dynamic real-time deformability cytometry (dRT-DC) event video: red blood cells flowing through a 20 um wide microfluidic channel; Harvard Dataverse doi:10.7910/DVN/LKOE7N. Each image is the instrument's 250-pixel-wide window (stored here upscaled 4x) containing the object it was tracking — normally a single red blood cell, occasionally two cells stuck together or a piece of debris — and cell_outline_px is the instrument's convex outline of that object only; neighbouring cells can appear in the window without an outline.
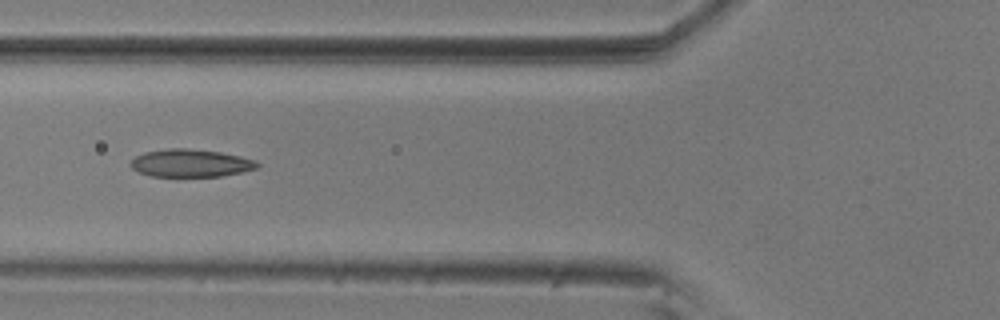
{"species": "common noctule bat (a hibernating species)", "species_latin": "Nyctalus noctula", "temperature_condition": "room temperature", "stored_images_in_passage": 41, "camera_frame_rate_fps": 3000, "um_per_image_px": 0.085, "animal": {"sex": "male", "body_mass_g": 20.5, "forearm_length_mm": 52.5}, "frame": {"image": 1, "passage_image": 6, "time_ms": 1.667, "image_size_px": [1000, 320], "cell_outline_px": [[260, 164], [256, 168], [244, 172], [220, 176], [152, 176], [140, 172], [132, 168], [128, 164], [136, 156], [144, 152], [168, 148], [184, 148], [220, 152], [240, 156], [256, 160]], "centroid_in_image_um": [16.21, 13.86], "position_along_channel_um": 109.6, "area_um2": 20.4}}
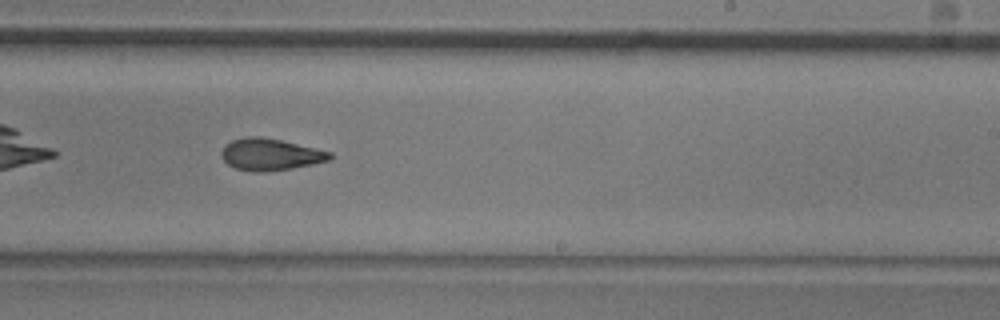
{"frame": {"image": 2, "passage_image": 19, "time_ms": 6.0, "image_size_px": [1000, 320], "cell_outline_px": [[332, 160], [292, 168], [268, 172], [252, 172], [236, 168], [228, 164], [224, 160], [220, 152], [232, 140], [244, 136], [260, 136], [280, 140], [332, 152]], "centroid_in_image_um": [22.99, 13.13], "position_along_channel_um": 266.0, "area_um2": 20.06}}
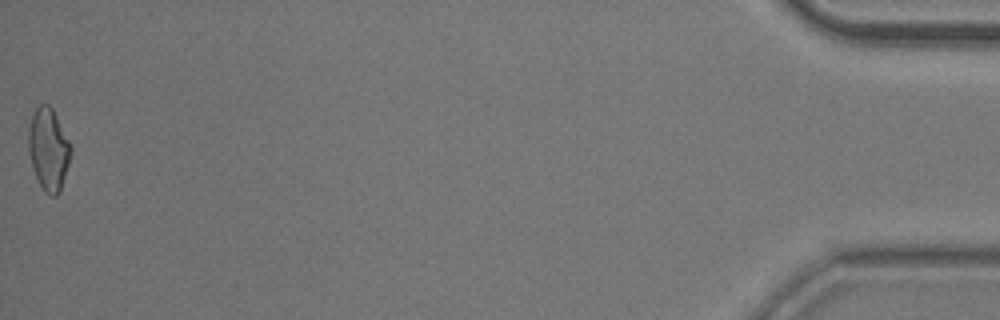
{"frame": {"image": 3, "passage_image": 41, "time_ms": 13.333, "image_size_px": [1000, 320], "cell_outline_px": [[72, 152], [60, 192], [56, 196], [52, 196], [44, 192], [32, 168], [28, 148], [28, 132], [32, 116], [36, 108], [40, 104], [48, 104], [52, 108], [72, 144]], "centroid_in_image_um": [4.14, 12.69], "position_along_channel_um": 431.1, "area_um2": 20.4}, "authors_computed_cell_mechanics": {"area_um2": 20.0566, "velocity_mm_per_s": 3.605, "shape_relaxation_time_tau1_ms": 7.9348, "shape_relaxation_time_tau2_ms": 3.7769, "deformation_change_tau1": 0.1768, "deformation_change_tau2": 0.1114}}